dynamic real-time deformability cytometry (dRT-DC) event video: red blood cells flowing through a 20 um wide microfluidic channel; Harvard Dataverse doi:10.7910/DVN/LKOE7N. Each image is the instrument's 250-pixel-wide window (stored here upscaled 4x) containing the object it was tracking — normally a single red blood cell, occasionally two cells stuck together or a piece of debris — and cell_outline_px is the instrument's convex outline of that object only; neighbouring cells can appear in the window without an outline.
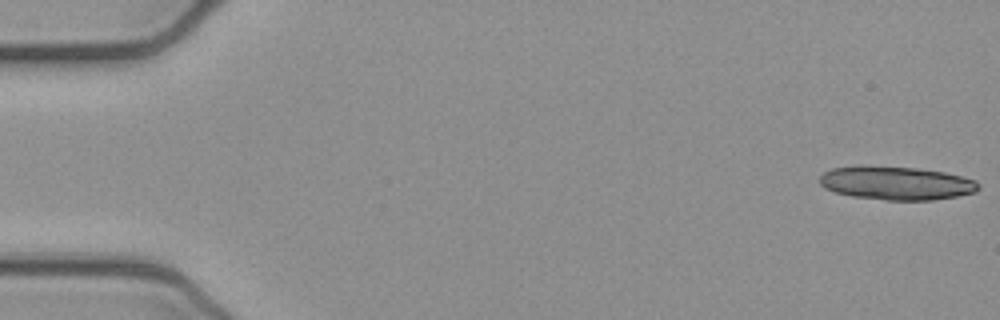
{"species": "common noctule bat (a hibernating species)", "species_latin": "Nyctalus noctula", "temperature_condition": "cold", "stored_images_in_passage": 27, "camera_frame_rate_fps": 3000, "um_per_image_px": 0.085, "animal": {"sex": "female", "body_mass_g": 21.9}, "frame": {"image": 1, "passage_image": 1, "time_ms": 0.0, "image_size_px": [1000, 320], "cell_outline_px": [[980, 188], [976, 192], [956, 196], [932, 200], [884, 200], [852, 196], [836, 192], [824, 188], [820, 184], [820, 176], [824, 172], [832, 168], [860, 164], [864, 164], [916, 168], [944, 172], [976, 180], [980, 184]], "centroid_in_image_um": [76.16, 15.54], "position_along_channel_um": 8.8, "area_um2": 31.39}}
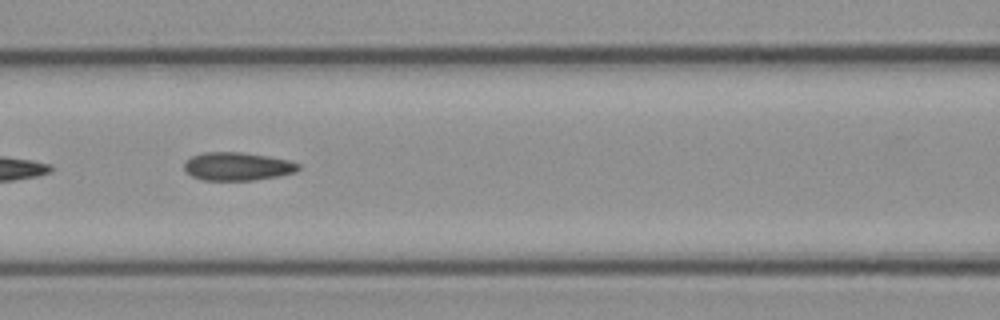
{"frame": {"image": 2, "passage_image": 23, "time_ms": 7.333, "image_size_px": [1000, 320], "cell_outline_px": [[300, 168], [296, 172], [280, 176], [252, 180], [200, 180], [192, 176], [184, 168], [184, 164], [192, 156], [204, 152], [240, 152], [268, 156], [288, 160], [300, 164]], "centroid_in_image_um": [20.2, 14.15], "position_along_channel_um": 146.4, "area_um2": 18.73}}